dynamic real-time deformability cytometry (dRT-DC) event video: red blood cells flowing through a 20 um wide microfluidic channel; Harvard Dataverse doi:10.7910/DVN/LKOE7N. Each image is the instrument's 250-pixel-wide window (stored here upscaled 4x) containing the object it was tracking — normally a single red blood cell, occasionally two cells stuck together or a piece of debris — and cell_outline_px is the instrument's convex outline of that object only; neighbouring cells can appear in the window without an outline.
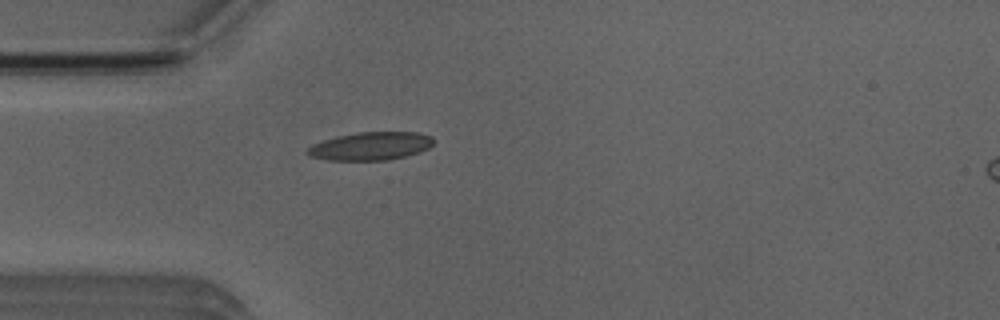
{"species": "Egyptian fruit bat (a non-hibernating species)", "species_latin": "Rousettus aegyptiacus", "temperature_condition": "room temperature", "stored_images_in_passage": 1, "camera_frame_rate_fps": 3000, "um_per_image_px": 0.085, "animal": {"sex": "male"}, "frame": {"image": 1, "passage_image": 1, "time_ms": 0.0, "image_size_px": [1000, 320], "cell_outline_px": [[432, 144], [428, 148], [420, 152], [388, 160], [328, 160], [312, 156], [304, 152], [312, 144], [336, 136], [356, 132], [416, 132], [432, 136]], "centroid_in_image_um": [31.49, 12.41], "position_along_channel_um": 53.5, "area_um2": 20.58}}